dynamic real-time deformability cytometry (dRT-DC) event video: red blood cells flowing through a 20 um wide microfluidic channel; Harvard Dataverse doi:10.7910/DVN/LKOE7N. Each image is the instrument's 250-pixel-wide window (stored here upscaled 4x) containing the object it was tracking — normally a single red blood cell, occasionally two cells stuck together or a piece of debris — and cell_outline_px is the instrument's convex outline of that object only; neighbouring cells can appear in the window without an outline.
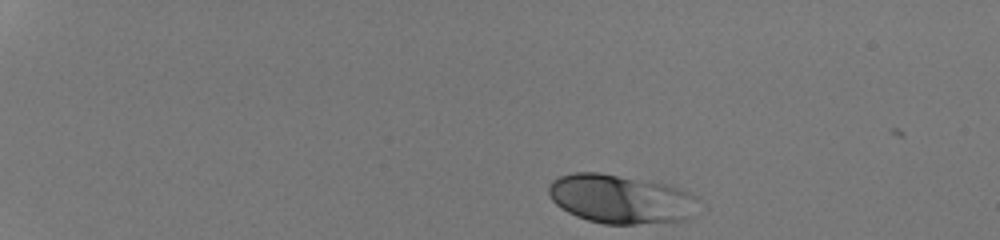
{"species": "human", "species_latin": "Homo sapiens", "temperature_condition": "room temperature", "stored_images_in_passage": 37, "camera_frame_rate_fps": 3000, "um_per_image_px": 0.085, "donor": {"sex": "male"}, "frame": {"image": 1, "passage_image": 1, "time_ms": 0.0, "image_size_px": [1000, 240], "cell_outline_px": [[696, 196], [688, 220], [636, 224], [604, 224], [588, 220], [576, 216], [560, 208], [552, 200], [548, 192], [548, 184], [552, 180], [560, 176], [572, 172], [600, 172], [672, 184]], "centroid_in_image_um": [52.69, 16.89], "position_along_channel_um": 32.3, "area_um2": 42.77}}
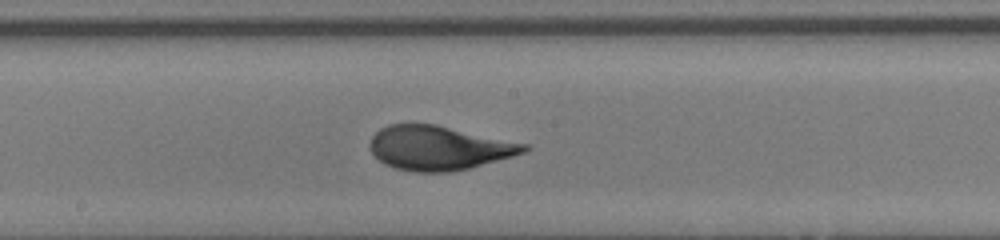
{"frame": {"image": 2, "passage_image": 22, "time_ms": 7.0, "image_size_px": [1000, 240], "cell_outline_px": [[532, 148], [524, 152], [512, 156], [468, 168], [452, 172], [412, 172], [396, 168], [384, 164], [372, 152], [368, 144], [372, 136], [380, 128], [388, 124], [436, 124], [532, 144]], "centroid_in_image_um": [37.34, 12.56], "position_along_channel_um": 210.9, "area_um2": 40.0}}
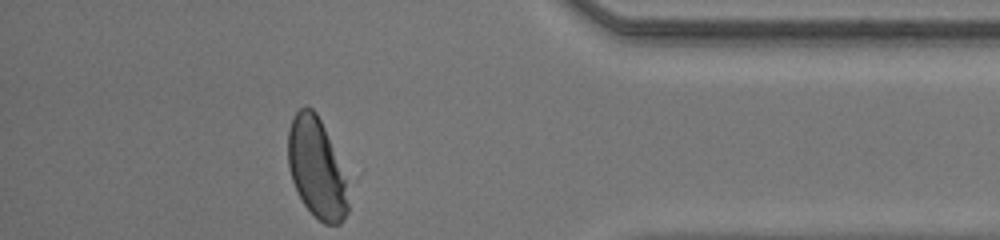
{"frame": {"image": 3, "passage_image": 37, "time_ms": 12.0, "image_size_px": [1000, 240], "cell_outline_px": [[348, 212], [340, 224], [324, 224], [304, 204], [292, 180], [288, 168], [288, 132], [292, 120], [296, 112], [300, 108], [312, 108], [316, 112], [324, 128], [344, 180], [348, 204]], "centroid_in_image_um": [26.86, 14.31], "position_along_channel_um": 408.3, "area_um2": 33.64}, "authors_computed_cell_mechanics": {"area_um2": 39.4196, "velocity_mm_per_s": 4.3216, "shape_relaxation_time_tau1_ms": 3.7403, "shape_relaxation_time_tau2_ms": null, "deformation_change_tau1": 0.1662, "deformation_change_tau2": null}}